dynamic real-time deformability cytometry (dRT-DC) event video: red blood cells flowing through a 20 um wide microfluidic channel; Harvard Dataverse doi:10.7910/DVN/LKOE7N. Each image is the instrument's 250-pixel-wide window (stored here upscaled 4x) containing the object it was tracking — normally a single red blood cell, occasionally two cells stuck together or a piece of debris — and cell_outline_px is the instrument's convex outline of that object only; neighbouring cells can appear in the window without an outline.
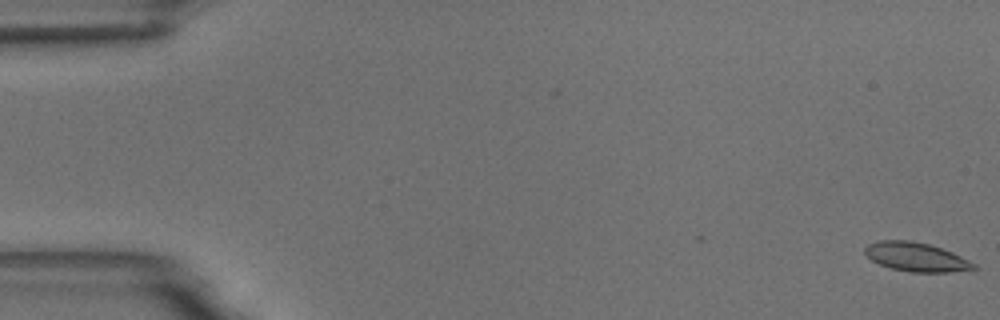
{"species": "common noctule bat (a hibernating species)", "species_latin": "Nyctalus noctula", "temperature_condition": "room temperature", "stored_images_in_passage": 56, "camera_frame_rate_fps": 3000, "um_per_image_px": 0.085, "animal": {"sex": "male", "body_mass_g": 18.8}, "frame": {"image": 1, "passage_image": 1, "time_ms": 0.0, "image_size_px": [1000, 320], "cell_outline_px": [[976, 268], [948, 272], [908, 272], [892, 268], [880, 264], [872, 260], [864, 252], [864, 248], [868, 244], [880, 240], [912, 240], [928, 244], [952, 252], [976, 264]], "centroid_in_image_um": [77.84, 21.83], "position_along_channel_um": 7.2, "area_um2": 18.15}}
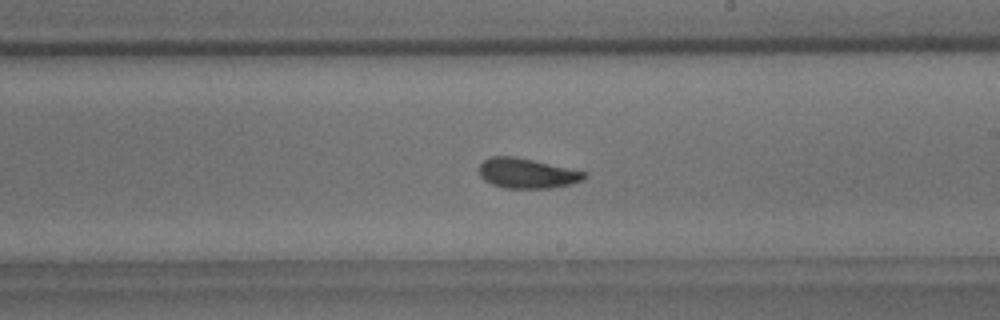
{"frame": {"image": 2, "passage_image": 33, "time_ms": 10.667, "image_size_px": [1000, 320], "cell_outline_px": [[588, 176], [584, 180], [552, 188], [504, 188], [492, 184], [484, 180], [480, 176], [480, 164], [484, 160], [492, 156], [516, 156], [588, 172]], "centroid_in_image_um": [44.82, 14.72], "position_along_channel_um": 244.2, "area_um2": 18.5}}
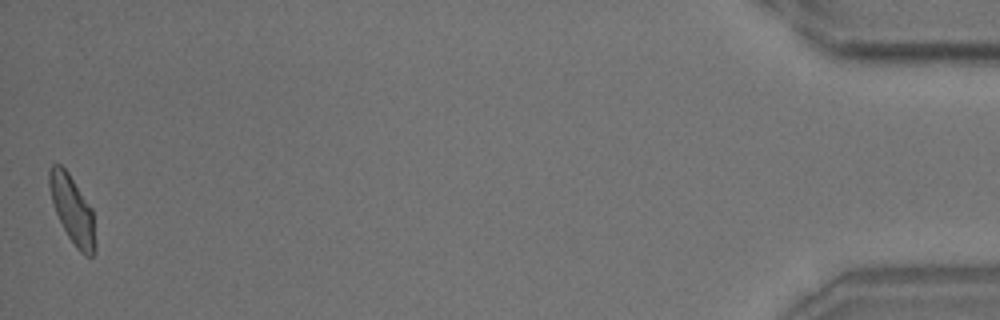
{"frame": {"image": 3, "passage_image": 56, "time_ms": 18.333, "image_size_px": [1000, 320], "cell_outline_px": [[96, 252], [92, 256], [84, 256], [76, 248], [68, 236], [56, 212], [52, 200], [48, 184], [48, 172], [52, 164], [60, 164], [68, 172], [92, 208], [96, 244]], "centroid_in_image_um": [6.17, 17.85], "position_along_channel_um": 429.0, "area_um2": 18.09}, "authors_computed_cell_mechanics": {"area_um2": 18.2937, "velocity_mm_per_s": 3.6292, "shape_relaxation_time_tau1_ms": 3.7195, "shape_relaxation_time_tau2_ms": 2.56, "deformation_change_tau1": 0.1263, "deformation_change_tau2": 0.0848}}